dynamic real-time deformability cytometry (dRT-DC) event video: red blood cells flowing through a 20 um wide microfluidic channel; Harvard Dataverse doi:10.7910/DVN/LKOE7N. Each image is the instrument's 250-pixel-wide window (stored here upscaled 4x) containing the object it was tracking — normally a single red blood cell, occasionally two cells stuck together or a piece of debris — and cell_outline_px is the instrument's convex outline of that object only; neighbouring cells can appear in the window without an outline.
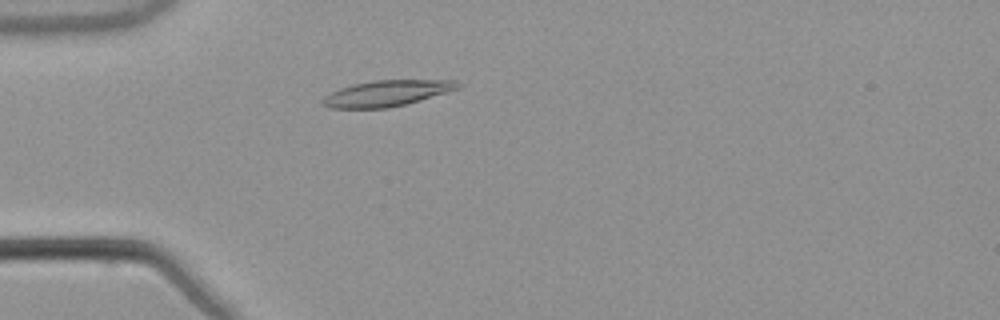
{"species": "common noctule bat (a hibernating species)", "species_latin": "Nyctalus noctula", "temperature_condition": "warm", "stored_images_in_passage": 43, "camera_frame_rate_fps": 3000, "um_per_image_px": 0.085, "animal": {"sex": "male", "body_mass_g": 21.5, "forearm_length_mm": 52.0}, "frame": {"image": 1, "passage_image": 5, "time_ms": 1.333, "image_size_px": [1000, 320], "cell_outline_px": [[464, 84], [460, 88], [448, 92], [420, 100], [388, 108], [328, 108], [320, 100], [324, 96], [340, 88], [372, 80], [456, 80]], "centroid_in_image_um": [32.92, 7.92], "position_along_channel_um": 52.1, "area_um2": 20.4}}
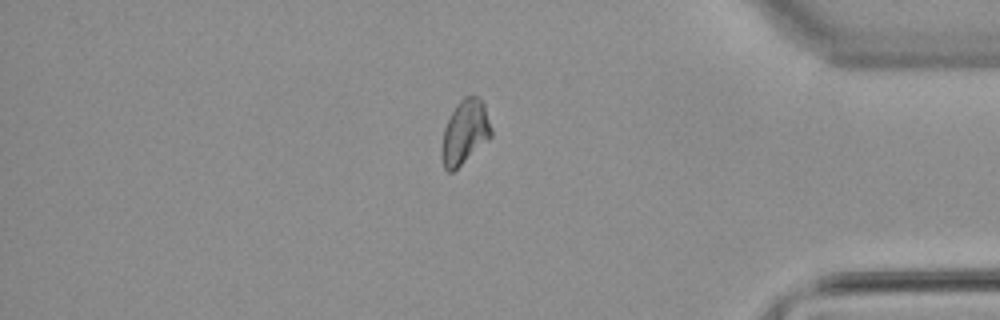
{"frame": {"image": 2, "passage_image": 35, "time_ms": 11.333, "image_size_px": [1000, 320], "cell_outline_px": [[492, 136], [488, 140], [452, 172], [448, 172], [444, 168], [440, 156], [440, 148], [444, 128], [456, 104], [464, 96], [476, 96], [484, 104], [492, 128]], "centroid_in_image_um": [39.49, 11.24], "position_along_channel_um": 395.7, "area_um2": 18.5}}
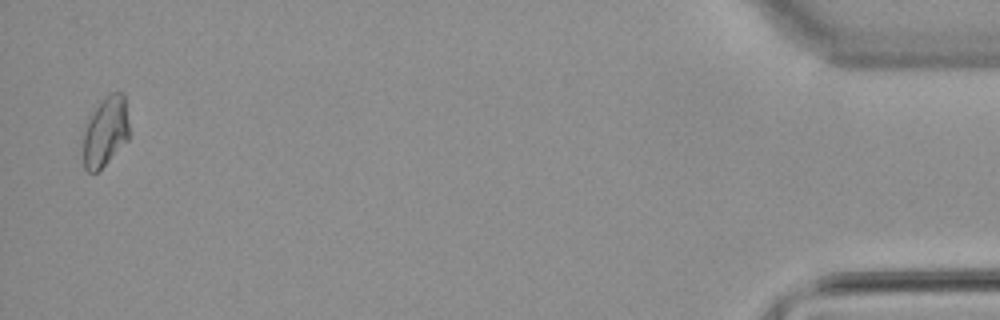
{"frame": {"image": 3, "passage_image": 42, "time_ms": 13.667, "image_size_px": [1000, 320], "cell_outline_px": [[128, 140], [96, 172], [88, 172], [84, 168], [84, 124], [88, 116], [104, 96], [112, 92], [124, 92], [128, 124]], "centroid_in_image_um": [8.94, 11.13], "position_along_channel_um": 426.3, "area_um2": 18.67}}